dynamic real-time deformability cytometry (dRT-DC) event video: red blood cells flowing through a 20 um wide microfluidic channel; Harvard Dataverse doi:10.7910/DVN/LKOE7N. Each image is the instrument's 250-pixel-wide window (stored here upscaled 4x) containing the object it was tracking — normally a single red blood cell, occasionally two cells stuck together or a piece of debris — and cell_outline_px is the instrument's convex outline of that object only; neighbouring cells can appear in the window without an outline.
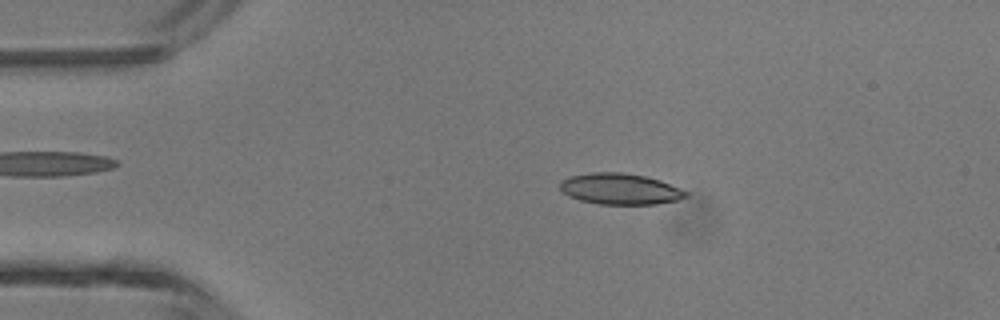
{"species": "common noctule bat (a hibernating species)", "species_latin": "Nyctalus noctula", "temperature_condition": "room temperature", "stored_images_in_passage": 3, "camera_frame_rate_fps": 3000, "um_per_image_px": 0.085, "animal": {"sex": "male", "body_mass_g": 13.3}, "frame": {"image": 1, "passage_image": 2, "time_ms": 1.0, "image_size_px": [1000, 320], "cell_outline_px": [[688, 196], [676, 200], [656, 204], [600, 204], [580, 200], [568, 196], [560, 188], [560, 180], [568, 176], [592, 172], [620, 172], [644, 176], [660, 180], [680, 188], [688, 192]], "centroid_in_image_um": [52.68, 16.05], "position_along_channel_um": 32.3, "area_um2": 22.77}}